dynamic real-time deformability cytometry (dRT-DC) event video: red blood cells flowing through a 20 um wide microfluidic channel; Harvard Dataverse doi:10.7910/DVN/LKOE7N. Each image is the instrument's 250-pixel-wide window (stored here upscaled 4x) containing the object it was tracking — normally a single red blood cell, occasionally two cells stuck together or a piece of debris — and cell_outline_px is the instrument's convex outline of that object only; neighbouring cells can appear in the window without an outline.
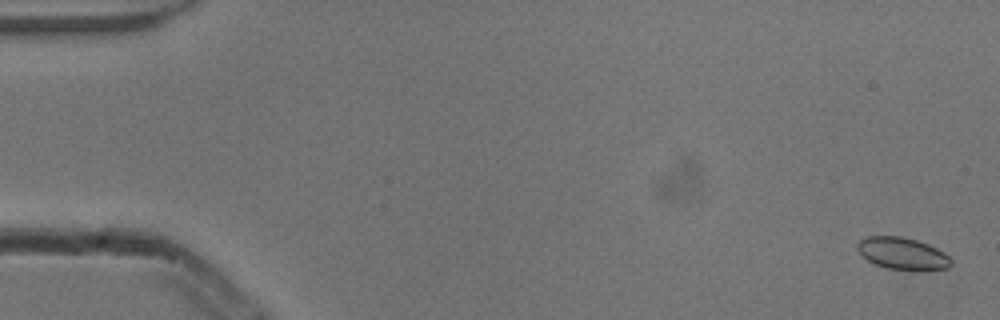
{"species": "common noctule bat (a hibernating species)", "species_latin": "Nyctalus noctula", "temperature_condition": "cold", "stored_images_in_passage": 5, "camera_frame_rate_fps": 3000, "um_per_image_px": 0.085, "animal": {"sex": "male", "body_mass_g": 13.3}, "frame": {"image": 1, "passage_image": 1, "time_ms": 0.0, "image_size_px": [1000, 320], "cell_outline_px": [[952, 264], [948, 268], [888, 268], [876, 264], [860, 256], [856, 248], [856, 244], [860, 240], [868, 236], [900, 236], [916, 240], [928, 244], [944, 252], [952, 260]], "centroid_in_image_um": [76.65, 21.5], "position_along_channel_um": 8.3, "area_um2": 16.99}}
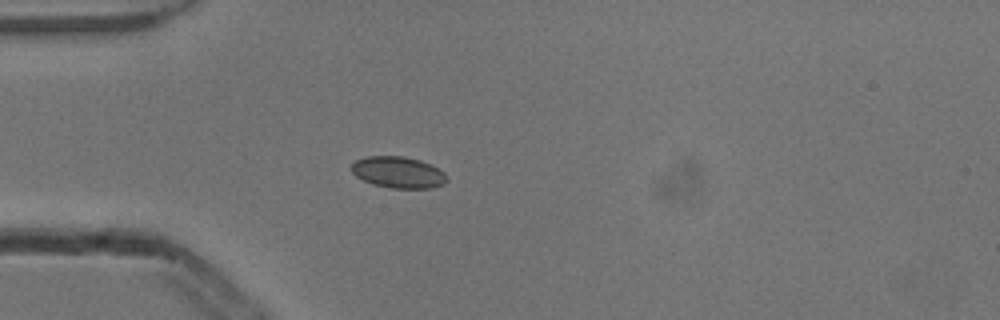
{"frame": {"image": 2, "passage_image": 5, "time_ms": 1.333, "image_size_px": [1000, 320], "cell_outline_px": [[448, 180], [444, 184], [432, 188], [388, 188], [372, 184], [356, 176], [348, 168], [356, 160], [368, 156], [404, 156], [420, 160], [444, 172], [448, 176]], "centroid_in_image_um": [33.83, 14.65], "position_along_channel_um": 51.2, "area_um2": 17.57}}